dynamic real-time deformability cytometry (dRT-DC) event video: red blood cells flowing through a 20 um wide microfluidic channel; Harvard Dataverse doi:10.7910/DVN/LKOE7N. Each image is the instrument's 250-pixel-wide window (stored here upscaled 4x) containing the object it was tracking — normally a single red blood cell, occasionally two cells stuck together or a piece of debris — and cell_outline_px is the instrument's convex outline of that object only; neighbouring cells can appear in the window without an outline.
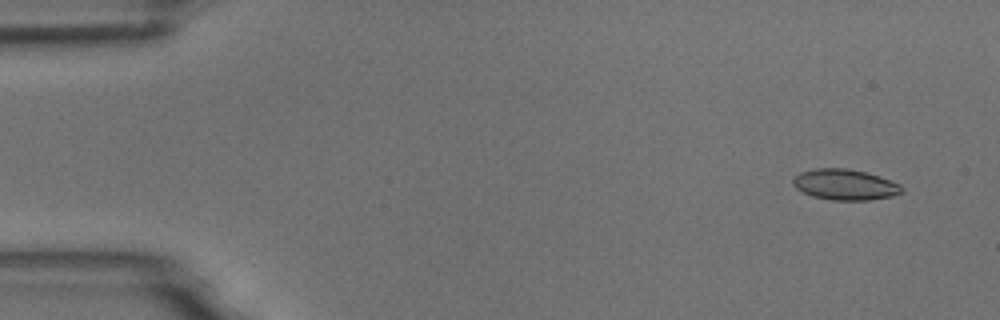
{"species": "common noctule bat (a hibernating species)", "species_latin": "Nyctalus noctula", "temperature_condition": "room temperature", "stored_images_in_passage": 3, "camera_frame_rate_fps": 3000, "um_per_image_px": 0.085, "animal": {"sex": "male", "body_mass_g": 18.8}, "frame": {"image": 1, "passage_image": 1, "time_ms": 0.0, "image_size_px": [1000, 320], "cell_outline_px": [[904, 192], [892, 196], [868, 200], [832, 200], [812, 196], [796, 188], [792, 184], [792, 180], [800, 172], [816, 168], [844, 168], [864, 172], [880, 176], [900, 184], [904, 188]], "centroid_in_image_um": [71.84, 15.69], "position_along_channel_um": 13.2, "area_um2": 19.48}}